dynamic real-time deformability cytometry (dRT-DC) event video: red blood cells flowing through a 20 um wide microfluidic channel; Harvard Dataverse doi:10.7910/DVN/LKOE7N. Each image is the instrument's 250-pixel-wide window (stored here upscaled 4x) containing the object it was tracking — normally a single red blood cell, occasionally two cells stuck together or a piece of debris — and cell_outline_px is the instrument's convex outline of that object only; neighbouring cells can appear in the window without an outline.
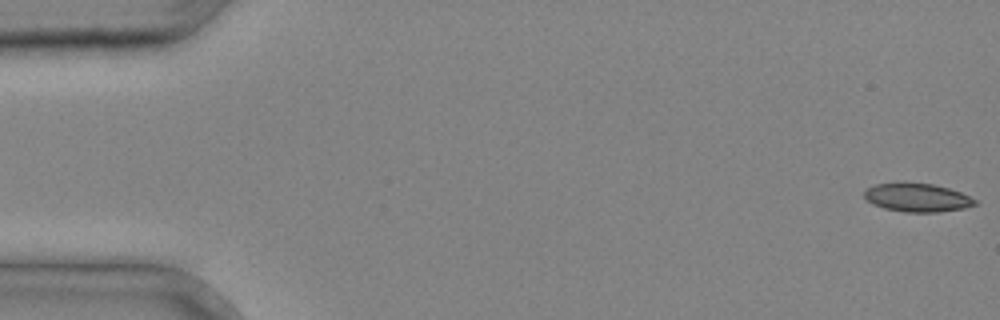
{"species": "common noctule bat (a hibernating species)", "species_latin": "Nyctalus noctula", "temperature_condition": "cold", "stored_images_in_passage": 37, "camera_frame_rate_fps": 3000, "um_per_image_px": 0.085, "animal": {"sex": "male", "body_mass_g": 20.4}, "frame": {"image": 1, "passage_image": 1, "time_ms": 0.0, "image_size_px": [1000, 320], "cell_outline_px": [[976, 204], [964, 208], [940, 212], [904, 212], [884, 208], [872, 204], [864, 196], [864, 192], [868, 188], [876, 184], [932, 184], [948, 188], [960, 192], [976, 200]], "centroid_in_image_um": [77.97, 16.82], "position_along_channel_um": 7.0, "area_um2": 17.86}}
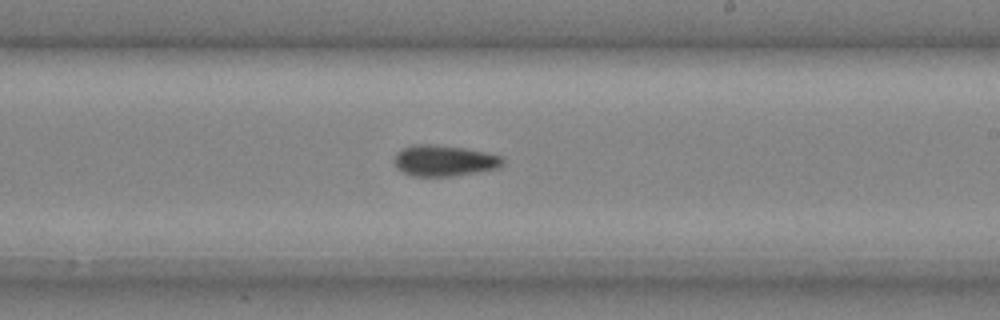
{"frame": {"image": 2, "passage_image": 23, "time_ms": 7.333, "image_size_px": [1000, 320], "cell_outline_px": [[504, 164], [500, 168], [452, 176], [412, 176], [396, 168], [392, 160], [396, 152], [404, 148], [416, 144], [428, 144], [464, 148], [484, 152], [500, 156], [504, 160]], "centroid_in_image_um": [37.73, 13.66], "position_along_channel_um": 251.3, "area_um2": 19.59}}
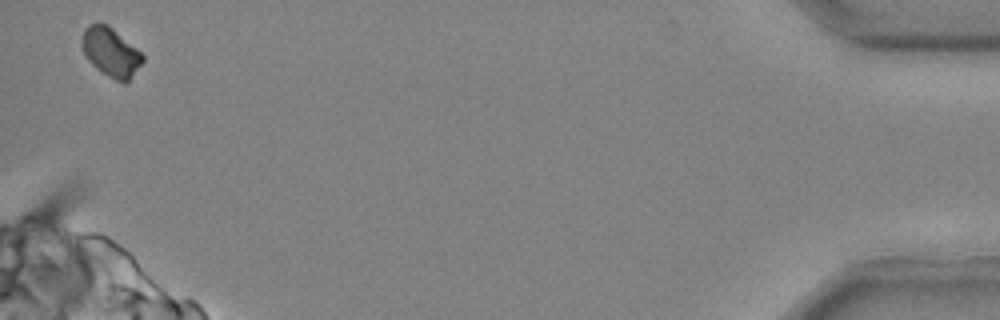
{"frame": {"image": 3, "passage_image": 37, "time_ms": 12.0, "image_size_px": [1000, 320], "cell_outline_px": [[144, 60], [132, 76], [124, 84], [108, 76], [96, 68], [88, 60], [84, 52], [84, 28], [88, 24], [96, 20], [100, 20], [108, 24], [136, 48], [144, 56]], "centroid_in_image_um": [9.43, 4.4], "position_along_channel_um": 425.8, "area_um2": 17.17}}